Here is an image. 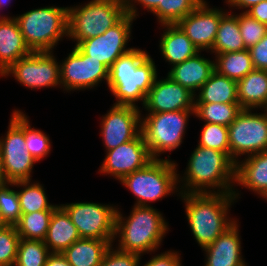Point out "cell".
Here are the masks:
<instances>
[{
	"mask_svg": "<svg viewBox=\"0 0 267 266\" xmlns=\"http://www.w3.org/2000/svg\"><path fill=\"white\" fill-rule=\"evenodd\" d=\"M239 225L236 220L212 244L202 249L205 251L204 266H247L242 255Z\"/></svg>",
	"mask_w": 267,
	"mask_h": 266,
	"instance_id": "obj_19",
	"label": "cell"
},
{
	"mask_svg": "<svg viewBox=\"0 0 267 266\" xmlns=\"http://www.w3.org/2000/svg\"><path fill=\"white\" fill-rule=\"evenodd\" d=\"M114 240L80 238L62 254L71 266H100L102 258Z\"/></svg>",
	"mask_w": 267,
	"mask_h": 266,
	"instance_id": "obj_26",
	"label": "cell"
},
{
	"mask_svg": "<svg viewBox=\"0 0 267 266\" xmlns=\"http://www.w3.org/2000/svg\"><path fill=\"white\" fill-rule=\"evenodd\" d=\"M260 196L267 201V189Z\"/></svg>",
	"mask_w": 267,
	"mask_h": 266,
	"instance_id": "obj_49",
	"label": "cell"
},
{
	"mask_svg": "<svg viewBox=\"0 0 267 266\" xmlns=\"http://www.w3.org/2000/svg\"><path fill=\"white\" fill-rule=\"evenodd\" d=\"M29 116L24 113V133L26 140V149L39 162L46 158L51 152L52 140L45 132L31 127Z\"/></svg>",
	"mask_w": 267,
	"mask_h": 266,
	"instance_id": "obj_35",
	"label": "cell"
},
{
	"mask_svg": "<svg viewBox=\"0 0 267 266\" xmlns=\"http://www.w3.org/2000/svg\"><path fill=\"white\" fill-rule=\"evenodd\" d=\"M134 18L125 14L115 25L102 35L80 41L76 46L87 56L99 60L108 69L114 61L133 47H127L131 40Z\"/></svg>",
	"mask_w": 267,
	"mask_h": 266,
	"instance_id": "obj_14",
	"label": "cell"
},
{
	"mask_svg": "<svg viewBox=\"0 0 267 266\" xmlns=\"http://www.w3.org/2000/svg\"><path fill=\"white\" fill-rule=\"evenodd\" d=\"M50 253L42 240L20 238L14 266H44Z\"/></svg>",
	"mask_w": 267,
	"mask_h": 266,
	"instance_id": "obj_34",
	"label": "cell"
},
{
	"mask_svg": "<svg viewBox=\"0 0 267 266\" xmlns=\"http://www.w3.org/2000/svg\"><path fill=\"white\" fill-rule=\"evenodd\" d=\"M252 63L255 69L267 71V34L249 49Z\"/></svg>",
	"mask_w": 267,
	"mask_h": 266,
	"instance_id": "obj_42",
	"label": "cell"
},
{
	"mask_svg": "<svg viewBox=\"0 0 267 266\" xmlns=\"http://www.w3.org/2000/svg\"><path fill=\"white\" fill-rule=\"evenodd\" d=\"M243 38L241 37L238 13L226 11L221 16L211 54H222L246 50Z\"/></svg>",
	"mask_w": 267,
	"mask_h": 266,
	"instance_id": "obj_28",
	"label": "cell"
},
{
	"mask_svg": "<svg viewBox=\"0 0 267 266\" xmlns=\"http://www.w3.org/2000/svg\"><path fill=\"white\" fill-rule=\"evenodd\" d=\"M8 180L5 176V173H4V169H3V163H2V159H1V155H0V187L8 184Z\"/></svg>",
	"mask_w": 267,
	"mask_h": 266,
	"instance_id": "obj_47",
	"label": "cell"
},
{
	"mask_svg": "<svg viewBox=\"0 0 267 266\" xmlns=\"http://www.w3.org/2000/svg\"><path fill=\"white\" fill-rule=\"evenodd\" d=\"M261 111L242 109L228 126L229 156L236 164L241 155L248 157L267 150V110Z\"/></svg>",
	"mask_w": 267,
	"mask_h": 266,
	"instance_id": "obj_10",
	"label": "cell"
},
{
	"mask_svg": "<svg viewBox=\"0 0 267 266\" xmlns=\"http://www.w3.org/2000/svg\"><path fill=\"white\" fill-rule=\"evenodd\" d=\"M198 146L216 149L229 155L228 127L220 124L204 123Z\"/></svg>",
	"mask_w": 267,
	"mask_h": 266,
	"instance_id": "obj_37",
	"label": "cell"
},
{
	"mask_svg": "<svg viewBox=\"0 0 267 266\" xmlns=\"http://www.w3.org/2000/svg\"><path fill=\"white\" fill-rule=\"evenodd\" d=\"M161 27L164 30L159 40V52L165 62L171 65L170 67L200 52L178 24H166Z\"/></svg>",
	"mask_w": 267,
	"mask_h": 266,
	"instance_id": "obj_22",
	"label": "cell"
},
{
	"mask_svg": "<svg viewBox=\"0 0 267 266\" xmlns=\"http://www.w3.org/2000/svg\"><path fill=\"white\" fill-rule=\"evenodd\" d=\"M237 99L242 109H267V71L254 69L237 81Z\"/></svg>",
	"mask_w": 267,
	"mask_h": 266,
	"instance_id": "obj_25",
	"label": "cell"
},
{
	"mask_svg": "<svg viewBox=\"0 0 267 266\" xmlns=\"http://www.w3.org/2000/svg\"><path fill=\"white\" fill-rule=\"evenodd\" d=\"M157 73L155 61L146 50L133 47L121 55L109 69L107 86L116 99L114 104L139 107V101L143 106Z\"/></svg>",
	"mask_w": 267,
	"mask_h": 266,
	"instance_id": "obj_3",
	"label": "cell"
},
{
	"mask_svg": "<svg viewBox=\"0 0 267 266\" xmlns=\"http://www.w3.org/2000/svg\"><path fill=\"white\" fill-rule=\"evenodd\" d=\"M195 103H239L237 81L214 71L195 95Z\"/></svg>",
	"mask_w": 267,
	"mask_h": 266,
	"instance_id": "obj_27",
	"label": "cell"
},
{
	"mask_svg": "<svg viewBox=\"0 0 267 266\" xmlns=\"http://www.w3.org/2000/svg\"><path fill=\"white\" fill-rule=\"evenodd\" d=\"M241 110L239 103H195L194 116L204 123L228 127Z\"/></svg>",
	"mask_w": 267,
	"mask_h": 266,
	"instance_id": "obj_31",
	"label": "cell"
},
{
	"mask_svg": "<svg viewBox=\"0 0 267 266\" xmlns=\"http://www.w3.org/2000/svg\"><path fill=\"white\" fill-rule=\"evenodd\" d=\"M214 71V60L203 57L200 51L171 67L167 76L195 95Z\"/></svg>",
	"mask_w": 267,
	"mask_h": 266,
	"instance_id": "obj_20",
	"label": "cell"
},
{
	"mask_svg": "<svg viewBox=\"0 0 267 266\" xmlns=\"http://www.w3.org/2000/svg\"><path fill=\"white\" fill-rule=\"evenodd\" d=\"M238 21L241 37L247 49L256 45L267 34V25L257 21L246 12L241 11L238 14Z\"/></svg>",
	"mask_w": 267,
	"mask_h": 266,
	"instance_id": "obj_39",
	"label": "cell"
},
{
	"mask_svg": "<svg viewBox=\"0 0 267 266\" xmlns=\"http://www.w3.org/2000/svg\"><path fill=\"white\" fill-rule=\"evenodd\" d=\"M227 11L222 7H211L204 0L193 12L177 24L199 51L210 52L216 38L221 16Z\"/></svg>",
	"mask_w": 267,
	"mask_h": 266,
	"instance_id": "obj_17",
	"label": "cell"
},
{
	"mask_svg": "<svg viewBox=\"0 0 267 266\" xmlns=\"http://www.w3.org/2000/svg\"><path fill=\"white\" fill-rule=\"evenodd\" d=\"M60 77L63 91H82L96 88L102 81L107 84L109 69L74 45L68 56L60 61Z\"/></svg>",
	"mask_w": 267,
	"mask_h": 266,
	"instance_id": "obj_13",
	"label": "cell"
},
{
	"mask_svg": "<svg viewBox=\"0 0 267 266\" xmlns=\"http://www.w3.org/2000/svg\"><path fill=\"white\" fill-rule=\"evenodd\" d=\"M105 155L98 173L112 176L118 181L144 168L153 160L142 133L137 138L106 151Z\"/></svg>",
	"mask_w": 267,
	"mask_h": 266,
	"instance_id": "obj_16",
	"label": "cell"
},
{
	"mask_svg": "<svg viewBox=\"0 0 267 266\" xmlns=\"http://www.w3.org/2000/svg\"><path fill=\"white\" fill-rule=\"evenodd\" d=\"M141 259V255L121 251L112 244L104 254L100 266H140Z\"/></svg>",
	"mask_w": 267,
	"mask_h": 266,
	"instance_id": "obj_40",
	"label": "cell"
},
{
	"mask_svg": "<svg viewBox=\"0 0 267 266\" xmlns=\"http://www.w3.org/2000/svg\"><path fill=\"white\" fill-rule=\"evenodd\" d=\"M191 115L194 116V110L141 115V133L153 159H163L161 154L181 146Z\"/></svg>",
	"mask_w": 267,
	"mask_h": 266,
	"instance_id": "obj_8",
	"label": "cell"
},
{
	"mask_svg": "<svg viewBox=\"0 0 267 266\" xmlns=\"http://www.w3.org/2000/svg\"><path fill=\"white\" fill-rule=\"evenodd\" d=\"M126 14L124 0H91L68 7V39L80 41L102 35Z\"/></svg>",
	"mask_w": 267,
	"mask_h": 266,
	"instance_id": "obj_7",
	"label": "cell"
},
{
	"mask_svg": "<svg viewBox=\"0 0 267 266\" xmlns=\"http://www.w3.org/2000/svg\"><path fill=\"white\" fill-rule=\"evenodd\" d=\"M240 193H180L192 235L201 249L212 244L237 218L229 217ZM230 208V209H229Z\"/></svg>",
	"mask_w": 267,
	"mask_h": 266,
	"instance_id": "obj_2",
	"label": "cell"
},
{
	"mask_svg": "<svg viewBox=\"0 0 267 266\" xmlns=\"http://www.w3.org/2000/svg\"><path fill=\"white\" fill-rule=\"evenodd\" d=\"M10 187H14V183L0 187V222L3 225H15L22 214L17 190Z\"/></svg>",
	"mask_w": 267,
	"mask_h": 266,
	"instance_id": "obj_36",
	"label": "cell"
},
{
	"mask_svg": "<svg viewBox=\"0 0 267 266\" xmlns=\"http://www.w3.org/2000/svg\"><path fill=\"white\" fill-rule=\"evenodd\" d=\"M251 17L255 18L262 24L267 25V0L261 1L256 5H253L246 11Z\"/></svg>",
	"mask_w": 267,
	"mask_h": 266,
	"instance_id": "obj_44",
	"label": "cell"
},
{
	"mask_svg": "<svg viewBox=\"0 0 267 266\" xmlns=\"http://www.w3.org/2000/svg\"><path fill=\"white\" fill-rule=\"evenodd\" d=\"M30 53L16 19L0 18V76Z\"/></svg>",
	"mask_w": 267,
	"mask_h": 266,
	"instance_id": "obj_21",
	"label": "cell"
},
{
	"mask_svg": "<svg viewBox=\"0 0 267 266\" xmlns=\"http://www.w3.org/2000/svg\"><path fill=\"white\" fill-rule=\"evenodd\" d=\"M13 18L31 52H53L59 41L68 38V7L35 8Z\"/></svg>",
	"mask_w": 267,
	"mask_h": 266,
	"instance_id": "obj_5",
	"label": "cell"
},
{
	"mask_svg": "<svg viewBox=\"0 0 267 266\" xmlns=\"http://www.w3.org/2000/svg\"><path fill=\"white\" fill-rule=\"evenodd\" d=\"M235 184L258 196L267 189V150L244 157L236 164Z\"/></svg>",
	"mask_w": 267,
	"mask_h": 266,
	"instance_id": "obj_23",
	"label": "cell"
},
{
	"mask_svg": "<svg viewBox=\"0 0 267 266\" xmlns=\"http://www.w3.org/2000/svg\"><path fill=\"white\" fill-rule=\"evenodd\" d=\"M10 75L31 90L61 88L60 62L57 61L54 51L31 52L15 62L1 77L7 78Z\"/></svg>",
	"mask_w": 267,
	"mask_h": 266,
	"instance_id": "obj_12",
	"label": "cell"
},
{
	"mask_svg": "<svg viewBox=\"0 0 267 266\" xmlns=\"http://www.w3.org/2000/svg\"><path fill=\"white\" fill-rule=\"evenodd\" d=\"M196 146L184 173H177L179 192L234 193L236 163L224 152Z\"/></svg>",
	"mask_w": 267,
	"mask_h": 266,
	"instance_id": "obj_1",
	"label": "cell"
},
{
	"mask_svg": "<svg viewBox=\"0 0 267 266\" xmlns=\"http://www.w3.org/2000/svg\"><path fill=\"white\" fill-rule=\"evenodd\" d=\"M119 209L117 208L113 245L117 240L118 244L114 246L121 251L141 256L146 253L155 254L169 231L163 214L153 206L133 205L129 216H124Z\"/></svg>",
	"mask_w": 267,
	"mask_h": 266,
	"instance_id": "obj_4",
	"label": "cell"
},
{
	"mask_svg": "<svg viewBox=\"0 0 267 266\" xmlns=\"http://www.w3.org/2000/svg\"><path fill=\"white\" fill-rule=\"evenodd\" d=\"M80 238L68 213L59 205L53 211L43 242L51 253H62Z\"/></svg>",
	"mask_w": 267,
	"mask_h": 266,
	"instance_id": "obj_24",
	"label": "cell"
},
{
	"mask_svg": "<svg viewBox=\"0 0 267 266\" xmlns=\"http://www.w3.org/2000/svg\"><path fill=\"white\" fill-rule=\"evenodd\" d=\"M214 69L223 76L239 81L255 68L248 49L215 54Z\"/></svg>",
	"mask_w": 267,
	"mask_h": 266,
	"instance_id": "obj_29",
	"label": "cell"
},
{
	"mask_svg": "<svg viewBox=\"0 0 267 266\" xmlns=\"http://www.w3.org/2000/svg\"><path fill=\"white\" fill-rule=\"evenodd\" d=\"M225 4H228L226 7L231 9H239L242 10V12H246L249 8H251L253 5L258 4L261 1L264 0H224ZM245 9V10H244Z\"/></svg>",
	"mask_w": 267,
	"mask_h": 266,
	"instance_id": "obj_45",
	"label": "cell"
},
{
	"mask_svg": "<svg viewBox=\"0 0 267 266\" xmlns=\"http://www.w3.org/2000/svg\"><path fill=\"white\" fill-rule=\"evenodd\" d=\"M159 2L161 0H124L125 11L136 20L137 17L139 18L137 5H141L140 7L152 13L158 7Z\"/></svg>",
	"mask_w": 267,
	"mask_h": 266,
	"instance_id": "obj_43",
	"label": "cell"
},
{
	"mask_svg": "<svg viewBox=\"0 0 267 266\" xmlns=\"http://www.w3.org/2000/svg\"><path fill=\"white\" fill-rule=\"evenodd\" d=\"M44 266H71L62 253H50Z\"/></svg>",
	"mask_w": 267,
	"mask_h": 266,
	"instance_id": "obj_46",
	"label": "cell"
},
{
	"mask_svg": "<svg viewBox=\"0 0 267 266\" xmlns=\"http://www.w3.org/2000/svg\"><path fill=\"white\" fill-rule=\"evenodd\" d=\"M53 211L54 210H43L32 213H22L18 222L15 224L20 238L43 241L48 231Z\"/></svg>",
	"mask_w": 267,
	"mask_h": 266,
	"instance_id": "obj_32",
	"label": "cell"
},
{
	"mask_svg": "<svg viewBox=\"0 0 267 266\" xmlns=\"http://www.w3.org/2000/svg\"><path fill=\"white\" fill-rule=\"evenodd\" d=\"M177 168L178 164L170 158L153 159L144 168L125 176L120 183L136 198L134 205L151 207V203L168 195L180 194Z\"/></svg>",
	"mask_w": 267,
	"mask_h": 266,
	"instance_id": "obj_6",
	"label": "cell"
},
{
	"mask_svg": "<svg viewBox=\"0 0 267 266\" xmlns=\"http://www.w3.org/2000/svg\"><path fill=\"white\" fill-rule=\"evenodd\" d=\"M140 107L131 105H115L110 107L100 122V135L105 152L130 140L137 138L141 130Z\"/></svg>",
	"mask_w": 267,
	"mask_h": 266,
	"instance_id": "obj_15",
	"label": "cell"
},
{
	"mask_svg": "<svg viewBox=\"0 0 267 266\" xmlns=\"http://www.w3.org/2000/svg\"><path fill=\"white\" fill-rule=\"evenodd\" d=\"M60 206L68 213L81 238L114 240L117 205L84 201Z\"/></svg>",
	"mask_w": 267,
	"mask_h": 266,
	"instance_id": "obj_11",
	"label": "cell"
},
{
	"mask_svg": "<svg viewBox=\"0 0 267 266\" xmlns=\"http://www.w3.org/2000/svg\"><path fill=\"white\" fill-rule=\"evenodd\" d=\"M181 259L179 251L167 250L152 256L149 261L142 266H182Z\"/></svg>",
	"mask_w": 267,
	"mask_h": 266,
	"instance_id": "obj_41",
	"label": "cell"
},
{
	"mask_svg": "<svg viewBox=\"0 0 267 266\" xmlns=\"http://www.w3.org/2000/svg\"><path fill=\"white\" fill-rule=\"evenodd\" d=\"M204 0H161L152 12L161 25L177 24L193 12Z\"/></svg>",
	"mask_w": 267,
	"mask_h": 266,
	"instance_id": "obj_33",
	"label": "cell"
},
{
	"mask_svg": "<svg viewBox=\"0 0 267 266\" xmlns=\"http://www.w3.org/2000/svg\"><path fill=\"white\" fill-rule=\"evenodd\" d=\"M26 180L14 182L22 213H32L43 210H55L59 204L48 202L45 188L38 181Z\"/></svg>",
	"mask_w": 267,
	"mask_h": 266,
	"instance_id": "obj_30",
	"label": "cell"
},
{
	"mask_svg": "<svg viewBox=\"0 0 267 266\" xmlns=\"http://www.w3.org/2000/svg\"><path fill=\"white\" fill-rule=\"evenodd\" d=\"M195 96L187 88L174 82L169 76L155 79L146 95L142 110L146 113L194 110Z\"/></svg>",
	"mask_w": 267,
	"mask_h": 266,
	"instance_id": "obj_18",
	"label": "cell"
},
{
	"mask_svg": "<svg viewBox=\"0 0 267 266\" xmlns=\"http://www.w3.org/2000/svg\"><path fill=\"white\" fill-rule=\"evenodd\" d=\"M6 134L0 137V155L5 176L10 183L32 180L37 162L26 149L24 112L14 109Z\"/></svg>",
	"mask_w": 267,
	"mask_h": 266,
	"instance_id": "obj_9",
	"label": "cell"
},
{
	"mask_svg": "<svg viewBox=\"0 0 267 266\" xmlns=\"http://www.w3.org/2000/svg\"><path fill=\"white\" fill-rule=\"evenodd\" d=\"M20 236L15 225L0 227V266H14Z\"/></svg>",
	"mask_w": 267,
	"mask_h": 266,
	"instance_id": "obj_38",
	"label": "cell"
},
{
	"mask_svg": "<svg viewBox=\"0 0 267 266\" xmlns=\"http://www.w3.org/2000/svg\"><path fill=\"white\" fill-rule=\"evenodd\" d=\"M11 3V0H0V10L2 11L4 7L6 8L7 5ZM0 18H10V16L6 15H1Z\"/></svg>",
	"mask_w": 267,
	"mask_h": 266,
	"instance_id": "obj_48",
	"label": "cell"
}]
</instances>
